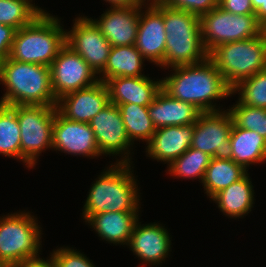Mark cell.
Returning a JSON list of instances; mask_svg holds the SVG:
<instances>
[{"label":"cell","instance_id":"cell-4","mask_svg":"<svg viewBox=\"0 0 266 267\" xmlns=\"http://www.w3.org/2000/svg\"><path fill=\"white\" fill-rule=\"evenodd\" d=\"M61 25L60 19L44 10L15 32L9 58L49 67L66 45V29Z\"/></svg>","mask_w":266,"mask_h":267},{"label":"cell","instance_id":"cell-36","mask_svg":"<svg viewBox=\"0 0 266 267\" xmlns=\"http://www.w3.org/2000/svg\"><path fill=\"white\" fill-rule=\"evenodd\" d=\"M15 32L13 27L0 24V64L9 58Z\"/></svg>","mask_w":266,"mask_h":267},{"label":"cell","instance_id":"cell-30","mask_svg":"<svg viewBox=\"0 0 266 267\" xmlns=\"http://www.w3.org/2000/svg\"><path fill=\"white\" fill-rule=\"evenodd\" d=\"M33 0H0V24L16 31L29 25L44 10L32 4Z\"/></svg>","mask_w":266,"mask_h":267},{"label":"cell","instance_id":"cell-6","mask_svg":"<svg viewBox=\"0 0 266 267\" xmlns=\"http://www.w3.org/2000/svg\"><path fill=\"white\" fill-rule=\"evenodd\" d=\"M208 57L233 88L266 68V40L260 36L228 42L214 48Z\"/></svg>","mask_w":266,"mask_h":267},{"label":"cell","instance_id":"cell-21","mask_svg":"<svg viewBox=\"0 0 266 267\" xmlns=\"http://www.w3.org/2000/svg\"><path fill=\"white\" fill-rule=\"evenodd\" d=\"M148 113L157 129L194 124L202 111L189 102L170 97L161 89L148 106Z\"/></svg>","mask_w":266,"mask_h":267},{"label":"cell","instance_id":"cell-26","mask_svg":"<svg viewBox=\"0 0 266 267\" xmlns=\"http://www.w3.org/2000/svg\"><path fill=\"white\" fill-rule=\"evenodd\" d=\"M247 173L248 170L236 164L232 159L212 157L206 168L202 186L207 196L212 199L217 193L243 178Z\"/></svg>","mask_w":266,"mask_h":267},{"label":"cell","instance_id":"cell-22","mask_svg":"<svg viewBox=\"0 0 266 267\" xmlns=\"http://www.w3.org/2000/svg\"><path fill=\"white\" fill-rule=\"evenodd\" d=\"M139 211L104 212L93 214L85 222L102 240L113 244L128 245Z\"/></svg>","mask_w":266,"mask_h":267},{"label":"cell","instance_id":"cell-38","mask_svg":"<svg viewBox=\"0 0 266 267\" xmlns=\"http://www.w3.org/2000/svg\"><path fill=\"white\" fill-rule=\"evenodd\" d=\"M251 4L257 20L261 24L266 20V0H251Z\"/></svg>","mask_w":266,"mask_h":267},{"label":"cell","instance_id":"cell-28","mask_svg":"<svg viewBox=\"0 0 266 267\" xmlns=\"http://www.w3.org/2000/svg\"><path fill=\"white\" fill-rule=\"evenodd\" d=\"M0 154L21 161V131L16 111L0 104Z\"/></svg>","mask_w":266,"mask_h":267},{"label":"cell","instance_id":"cell-5","mask_svg":"<svg viewBox=\"0 0 266 267\" xmlns=\"http://www.w3.org/2000/svg\"><path fill=\"white\" fill-rule=\"evenodd\" d=\"M166 33L164 67L191 65L208 57L202 42L200 17L162 3Z\"/></svg>","mask_w":266,"mask_h":267},{"label":"cell","instance_id":"cell-39","mask_svg":"<svg viewBox=\"0 0 266 267\" xmlns=\"http://www.w3.org/2000/svg\"><path fill=\"white\" fill-rule=\"evenodd\" d=\"M108 2L110 7H133L138 5H144L146 0H104ZM146 1V2H145Z\"/></svg>","mask_w":266,"mask_h":267},{"label":"cell","instance_id":"cell-25","mask_svg":"<svg viewBox=\"0 0 266 267\" xmlns=\"http://www.w3.org/2000/svg\"><path fill=\"white\" fill-rule=\"evenodd\" d=\"M144 61L135 45L112 47L105 68L98 74L99 81L105 83L115 77L145 76L142 74Z\"/></svg>","mask_w":266,"mask_h":267},{"label":"cell","instance_id":"cell-19","mask_svg":"<svg viewBox=\"0 0 266 267\" xmlns=\"http://www.w3.org/2000/svg\"><path fill=\"white\" fill-rule=\"evenodd\" d=\"M194 124L157 128L146 144L147 156L170 164L191 147Z\"/></svg>","mask_w":266,"mask_h":267},{"label":"cell","instance_id":"cell-16","mask_svg":"<svg viewBox=\"0 0 266 267\" xmlns=\"http://www.w3.org/2000/svg\"><path fill=\"white\" fill-rule=\"evenodd\" d=\"M109 93L106 84H96L71 92L57 100V111L66 119L81 123H89L108 104Z\"/></svg>","mask_w":266,"mask_h":267},{"label":"cell","instance_id":"cell-34","mask_svg":"<svg viewBox=\"0 0 266 267\" xmlns=\"http://www.w3.org/2000/svg\"><path fill=\"white\" fill-rule=\"evenodd\" d=\"M166 6L201 17L219 6V0H160Z\"/></svg>","mask_w":266,"mask_h":267},{"label":"cell","instance_id":"cell-31","mask_svg":"<svg viewBox=\"0 0 266 267\" xmlns=\"http://www.w3.org/2000/svg\"><path fill=\"white\" fill-rule=\"evenodd\" d=\"M239 93L242 104L266 108V68L244 79L232 88V94Z\"/></svg>","mask_w":266,"mask_h":267},{"label":"cell","instance_id":"cell-1","mask_svg":"<svg viewBox=\"0 0 266 267\" xmlns=\"http://www.w3.org/2000/svg\"><path fill=\"white\" fill-rule=\"evenodd\" d=\"M172 68L170 71L174 72L161 79V89L172 98L195 105L202 112L220 111V107L213 104L214 100L233 95L232 88L209 57L199 63Z\"/></svg>","mask_w":266,"mask_h":267},{"label":"cell","instance_id":"cell-14","mask_svg":"<svg viewBox=\"0 0 266 267\" xmlns=\"http://www.w3.org/2000/svg\"><path fill=\"white\" fill-rule=\"evenodd\" d=\"M142 6L140 5L135 47L147 61L162 69L164 67L167 36L163 22L162 2L156 0L148 4L147 1L146 5L144 4L145 10H142Z\"/></svg>","mask_w":266,"mask_h":267},{"label":"cell","instance_id":"cell-23","mask_svg":"<svg viewBox=\"0 0 266 267\" xmlns=\"http://www.w3.org/2000/svg\"><path fill=\"white\" fill-rule=\"evenodd\" d=\"M248 175L247 173L243 178L230 184L211 199L225 216L239 219L251 212L255 192Z\"/></svg>","mask_w":266,"mask_h":267},{"label":"cell","instance_id":"cell-18","mask_svg":"<svg viewBox=\"0 0 266 267\" xmlns=\"http://www.w3.org/2000/svg\"><path fill=\"white\" fill-rule=\"evenodd\" d=\"M140 5L110 7L99 19H90L100 29L112 47L135 45L138 33Z\"/></svg>","mask_w":266,"mask_h":267},{"label":"cell","instance_id":"cell-35","mask_svg":"<svg viewBox=\"0 0 266 267\" xmlns=\"http://www.w3.org/2000/svg\"><path fill=\"white\" fill-rule=\"evenodd\" d=\"M219 7L236 15L255 14L251 0H219Z\"/></svg>","mask_w":266,"mask_h":267},{"label":"cell","instance_id":"cell-13","mask_svg":"<svg viewBox=\"0 0 266 267\" xmlns=\"http://www.w3.org/2000/svg\"><path fill=\"white\" fill-rule=\"evenodd\" d=\"M74 20L72 29L66 30V45L78 53L98 76L105 68L112 46L88 16Z\"/></svg>","mask_w":266,"mask_h":267},{"label":"cell","instance_id":"cell-9","mask_svg":"<svg viewBox=\"0 0 266 267\" xmlns=\"http://www.w3.org/2000/svg\"><path fill=\"white\" fill-rule=\"evenodd\" d=\"M202 42L209 54L217 46L260 36L255 14L236 15L219 6L200 17Z\"/></svg>","mask_w":266,"mask_h":267},{"label":"cell","instance_id":"cell-2","mask_svg":"<svg viewBox=\"0 0 266 267\" xmlns=\"http://www.w3.org/2000/svg\"><path fill=\"white\" fill-rule=\"evenodd\" d=\"M129 163H114L98 176L90 187L82 210L86 221L93 214L140 211L137 179Z\"/></svg>","mask_w":266,"mask_h":267},{"label":"cell","instance_id":"cell-29","mask_svg":"<svg viewBox=\"0 0 266 267\" xmlns=\"http://www.w3.org/2000/svg\"><path fill=\"white\" fill-rule=\"evenodd\" d=\"M211 159L209 154L190 147L167 166L168 172L171 174L170 176L177 178H198L202 183Z\"/></svg>","mask_w":266,"mask_h":267},{"label":"cell","instance_id":"cell-15","mask_svg":"<svg viewBox=\"0 0 266 267\" xmlns=\"http://www.w3.org/2000/svg\"><path fill=\"white\" fill-rule=\"evenodd\" d=\"M95 158L101 154L89 123L68 120L56 111L52 128V150Z\"/></svg>","mask_w":266,"mask_h":267},{"label":"cell","instance_id":"cell-40","mask_svg":"<svg viewBox=\"0 0 266 267\" xmlns=\"http://www.w3.org/2000/svg\"><path fill=\"white\" fill-rule=\"evenodd\" d=\"M260 35L263 39L266 40V20H264L261 24H260Z\"/></svg>","mask_w":266,"mask_h":267},{"label":"cell","instance_id":"cell-10","mask_svg":"<svg viewBox=\"0 0 266 267\" xmlns=\"http://www.w3.org/2000/svg\"><path fill=\"white\" fill-rule=\"evenodd\" d=\"M232 117L227 110L202 112L194 123L191 147L216 159H231Z\"/></svg>","mask_w":266,"mask_h":267},{"label":"cell","instance_id":"cell-37","mask_svg":"<svg viewBox=\"0 0 266 267\" xmlns=\"http://www.w3.org/2000/svg\"><path fill=\"white\" fill-rule=\"evenodd\" d=\"M12 267H55L52 257L49 259H42L40 256L34 257V258H29L24 261H21Z\"/></svg>","mask_w":266,"mask_h":267},{"label":"cell","instance_id":"cell-3","mask_svg":"<svg viewBox=\"0 0 266 267\" xmlns=\"http://www.w3.org/2000/svg\"><path fill=\"white\" fill-rule=\"evenodd\" d=\"M0 84L6 88L0 100L2 105L56 107L57 100L52 89L48 66L7 58L0 64Z\"/></svg>","mask_w":266,"mask_h":267},{"label":"cell","instance_id":"cell-27","mask_svg":"<svg viewBox=\"0 0 266 267\" xmlns=\"http://www.w3.org/2000/svg\"><path fill=\"white\" fill-rule=\"evenodd\" d=\"M115 105L121 112L130 142L134 145L135 140H142L147 144L156 130L149 116L148 107L132 103Z\"/></svg>","mask_w":266,"mask_h":267},{"label":"cell","instance_id":"cell-17","mask_svg":"<svg viewBox=\"0 0 266 267\" xmlns=\"http://www.w3.org/2000/svg\"><path fill=\"white\" fill-rule=\"evenodd\" d=\"M171 241L163 225L155 222L141 225L137 220L127 246L145 265H160L170 254Z\"/></svg>","mask_w":266,"mask_h":267},{"label":"cell","instance_id":"cell-11","mask_svg":"<svg viewBox=\"0 0 266 267\" xmlns=\"http://www.w3.org/2000/svg\"><path fill=\"white\" fill-rule=\"evenodd\" d=\"M49 67L56 100L71 92L88 88L99 81L94 70L68 45L61 49Z\"/></svg>","mask_w":266,"mask_h":267},{"label":"cell","instance_id":"cell-24","mask_svg":"<svg viewBox=\"0 0 266 267\" xmlns=\"http://www.w3.org/2000/svg\"><path fill=\"white\" fill-rule=\"evenodd\" d=\"M231 159L246 170L252 164L266 161V140L255 131L233 124L230 132ZM248 167V168H247Z\"/></svg>","mask_w":266,"mask_h":267},{"label":"cell","instance_id":"cell-33","mask_svg":"<svg viewBox=\"0 0 266 267\" xmlns=\"http://www.w3.org/2000/svg\"><path fill=\"white\" fill-rule=\"evenodd\" d=\"M50 254L55 267H95L85 254L67 246L57 248Z\"/></svg>","mask_w":266,"mask_h":267},{"label":"cell","instance_id":"cell-32","mask_svg":"<svg viewBox=\"0 0 266 267\" xmlns=\"http://www.w3.org/2000/svg\"><path fill=\"white\" fill-rule=\"evenodd\" d=\"M227 110L235 126L255 131L266 140V108L252 107L237 101Z\"/></svg>","mask_w":266,"mask_h":267},{"label":"cell","instance_id":"cell-8","mask_svg":"<svg viewBox=\"0 0 266 267\" xmlns=\"http://www.w3.org/2000/svg\"><path fill=\"white\" fill-rule=\"evenodd\" d=\"M21 131V161L27 168L35 167L40 154L52 149V128L56 107L42 105L11 106Z\"/></svg>","mask_w":266,"mask_h":267},{"label":"cell","instance_id":"cell-12","mask_svg":"<svg viewBox=\"0 0 266 267\" xmlns=\"http://www.w3.org/2000/svg\"><path fill=\"white\" fill-rule=\"evenodd\" d=\"M89 125L94 132L101 156L102 154L120 155L122 158L119 161L117 160L116 163H132V158L129 156L130 149H133L130 147H133V144L127 136L122 115L117 105L109 103L89 121Z\"/></svg>","mask_w":266,"mask_h":267},{"label":"cell","instance_id":"cell-7","mask_svg":"<svg viewBox=\"0 0 266 267\" xmlns=\"http://www.w3.org/2000/svg\"><path fill=\"white\" fill-rule=\"evenodd\" d=\"M36 217L19 211L0 217V265L12 267L29 258L39 256L42 240Z\"/></svg>","mask_w":266,"mask_h":267},{"label":"cell","instance_id":"cell-20","mask_svg":"<svg viewBox=\"0 0 266 267\" xmlns=\"http://www.w3.org/2000/svg\"><path fill=\"white\" fill-rule=\"evenodd\" d=\"M109 101L113 104L132 103L148 107L161 90V79L153 81L150 77H115L105 82Z\"/></svg>","mask_w":266,"mask_h":267}]
</instances>
